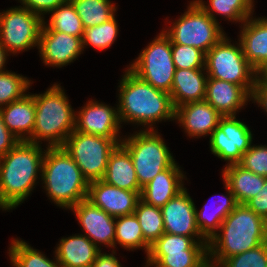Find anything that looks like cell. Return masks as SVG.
<instances>
[{
	"instance_id": "b9f144b4",
	"label": "cell",
	"mask_w": 267,
	"mask_h": 267,
	"mask_svg": "<svg viewBox=\"0 0 267 267\" xmlns=\"http://www.w3.org/2000/svg\"><path fill=\"white\" fill-rule=\"evenodd\" d=\"M246 205L267 221V178L262 189Z\"/></svg>"
},
{
	"instance_id": "836d02e7",
	"label": "cell",
	"mask_w": 267,
	"mask_h": 267,
	"mask_svg": "<svg viewBox=\"0 0 267 267\" xmlns=\"http://www.w3.org/2000/svg\"><path fill=\"white\" fill-rule=\"evenodd\" d=\"M134 214L139 221L144 240L149 245H152L163 233H165L160 207L149 205L140 199Z\"/></svg>"
},
{
	"instance_id": "52a82bcc",
	"label": "cell",
	"mask_w": 267,
	"mask_h": 267,
	"mask_svg": "<svg viewBox=\"0 0 267 267\" xmlns=\"http://www.w3.org/2000/svg\"><path fill=\"white\" fill-rule=\"evenodd\" d=\"M188 4L187 11L162 31L170 38L171 44L191 46L206 54L227 34L195 0Z\"/></svg>"
},
{
	"instance_id": "bcb514c9",
	"label": "cell",
	"mask_w": 267,
	"mask_h": 267,
	"mask_svg": "<svg viewBox=\"0 0 267 267\" xmlns=\"http://www.w3.org/2000/svg\"><path fill=\"white\" fill-rule=\"evenodd\" d=\"M199 267H220L219 264L215 263L211 259H207L203 264H201Z\"/></svg>"
},
{
	"instance_id": "d6986e66",
	"label": "cell",
	"mask_w": 267,
	"mask_h": 267,
	"mask_svg": "<svg viewBox=\"0 0 267 267\" xmlns=\"http://www.w3.org/2000/svg\"><path fill=\"white\" fill-rule=\"evenodd\" d=\"M223 116L207 101H196L175 108V122L189 138L211 136Z\"/></svg>"
},
{
	"instance_id": "5bb4252c",
	"label": "cell",
	"mask_w": 267,
	"mask_h": 267,
	"mask_svg": "<svg viewBox=\"0 0 267 267\" xmlns=\"http://www.w3.org/2000/svg\"><path fill=\"white\" fill-rule=\"evenodd\" d=\"M121 127L118 105L113 107L91 99L79 111H75L74 131L106 138H123L120 136Z\"/></svg>"
},
{
	"instance_id": "60d3db41",
	"label": "cell",
	"mask_w": 267,
	"mask_h": 267,
	"mask_svg": "<svg viewBox=\"0 0 267 267\" xmlns=\"http://www.w3.org/2000/svg\"><path fill=\"white\" fill-rule=\"evenodd\" d=\"M251 101L267 113V77L262 73L256 78Z\"/></svg>"
},
{
	"instance_id": "ab89813d",
	"label": "cell",
	"mask_w": 267,
	"mask_h": 267,
	"mask_svg": "<svg viewBox=\"0 0 267 267\" xmlns=\"http://www.w3.org/2000/svg\"><path fill=\"white\" fill-rule=\"evenodd\" d=\"M67 1L68 0H18L23 7H26L31 12L39 15L42 19H44V15H49L52 10Z\"/></svg>"
},
{
	"instance_id": "d4e9b609",
	"label": "cell",
	"mask_w": 267,
	"mask_h": 267,
	"mask_svg": "<svg viewBox=\"0 0 267 267\" xmlns=\"http://www.w3.org/2000/svg\"><path fill=\"white\" fill-rule=\"evenodd\" d=\"M207 80L205 68L175 69L170 91L174 107L204 100Z\"/></svg>"
},
{
	"instance_id": "7402d4cb",
	"label": "cell",
	"mask_w": 267,
	"mask_h": 267,
	"mask_svg": "<svg viewBox=\"0 0 267 267\" xmlns=\"http://www.w3.org/2000/svg\"><path fill=\"white\" fill-rule=\"evenodd\" d=\"M183 173L181 167L175 162L142 187L141 200L149 205L161 208L186 188L184 187V179H187V177Z\"/></svg>"
},
{
	"instance_id": "30bf717a",
	"label": "cell",
	"mask_w": 267,
	"mask_h": 267,
	"mask_svg": "<svg viewBox=\"0 0 267 267\" xmlns=\"http://www.w3.org/2000/svg\"><path fill=\"white\" fill-rule=\"evenodd\" d=\"M122 139L73 131L62 147L75 161L88 182H92L103 179L109 156Z\"/></svg>"
},
{
	"instance_id": "cb8c5ba5",
	"label": "cell",
	"mask_w": 267,
	"mask_h": 267,
	"mask_svg": "<svg viewBox=\"0 0 267 267\" xmlns=\"http://www.w3.org/2000/svg\"><path fill=\"white\" fill-rule=\"evenodd\" d=\"M0 114L7 129L20 141H28L32 137L36 114L32 93L28 92L23 98L1 107Z\"/></svg>"
},
{
	"instance_id": "4fadbf2b",
	"label": "cell",
	"mask_w": 267,
	"mask_h": 267,
	"mask_svg": "<svg viewBox=\"0 0 267 267\" xmlns=\"http://www.w3.org/2000/svg\"><path fill=\"white\" fill-rule=\"evenodd\" d=\"M236 117L223 116L209 137L211 153L226 161L225 166L238 164L254 139L249 126Z\"/></svg>"
},
{
	"instance_id": "484cf974",
	"label": "cell",
	"mask_w": 267,
	"mask_h": 267,
	"mask_svg": "<svg viewBox=\"0 0 267 267\" xmlns=\"http://www.w3.org/2000/svg\"><path fill=\"white\" fill-rule=\"evenodd\" d=\"M102 180L124 190L142 191L136 177L132 158L121 143L111 152Z\"/></svg>"
},
{
	"instance_id": "1f68e13d",
	"label": "cell",
	"mask_w": 267,
	"mask_h": 267,
	"mask_svg": "<svg viewBox=\"0 0 267 267\" xmlns=\"http://www.w3.org/2000/svg\"><path fill=\"white\" fill-rule=\"evenodd\" d=\"M11 244L7 252L12 267H61L58 260L53 258L50 260L44 253L34 249L18 238H12Z\"/></svg>"
},
{
	"instance_id": "9c48e42d",
	"label": "cell",
	"mask_w": 267,
	"mask_h": 267,
	"mask_svg": "<svg viewBox=\"0 0 267 267\" xmlns=\"http://www.w3.org/2000/svg\"><path fill=\"white\" fill-rule=\"evenodd\" d=\"M144 267H199L208 259V241L163 233L152 245Z\"/></svg>"
},
{
	"instance_id": "9a60e30c",
	"label": "cell",
	"mask_w": 267,
	"mask_h": 267,
	"mask_svg": "<svg viewBox=\"0 0 267 267\" xmlns=\"http://www.w3.org/2000/svg\"><path fill=\"white\" fill-rule=\"evenodd\" d=\"M38 51L44 65L62 68L74 62L84 50L82 38L64 32L46 30L42 26Z\"/></svg>"
},
{
	"instance_id": "4dcf8cb0",
	"label": "cell",
	"mask_w": 267,
	"mask_h": 267,
	"mask_svg": "<svg viewBox=\"0 0 267 267\" xmlns=\"http://www.w3.org/2000/svg\"><path fill=\"white\" fill-rule=\"evenodd\" d=\"M80 17L83 27L100 25L113 18L117 7L111 0H69Z\"/></svg>"
},
{
	"instance_id": "6da1fadb",
	"label": "cell",
	"mask_w": 267,
	"mask_h": 267,
	"mask_svg": "<svg viewBox=\"0 0 267 267\" xmlns=\"http://www.w3.org/2000/svg\"><path fill=\"white\" fill-rule=\"evenodd\" d=\"M118 85V114L121 124L142 126L155 130V124L175 121V107L171 95L156 89L125 68ZM145 127V128H143Z\"/></svg>"
},
{
	"instance_id": "277c9868",
	"label": "cell",
	"mask_w": 267,
	"mask_h": 267,
	"mask_svg": "<svg viewBox=\"0 0 267 267\" xmlns=\"http://www.w3.org/2000/svg\"><path fill=\"white\" fill-rule=\"evenodd\" d=\"M40 181L50 201L59 208L70 210L87 199L89 182L63 147L46 148Z\"/></svg>"
},
{
	"instance_id": "ee69618b",
	"label": "cell",
	"mask_w": 267,
	"mask_h": 267,
	"mask_svg": "<svg viewBox=\"0 0 267 267\" xmlns=\"http://www.w3.org/2000/svg\"><path fill=\"white\" fill-rule=\"evenodd\" d=\"M117 254L116 250H112V253L100 252L92 264L91 267H123L120 261L115 255Z\"/></svg>"
},
{
	"instance_id": "8fae6325",
	"label": "cell",
	"mask_w": 267,
	"mask_h": 267,
	"mask_svg": "<svg viewBox=\"0 0 267 267\" xmlns=\"http://www.w3.org/2000/svg\"><path fill=\"white\" fill-rule=\"evenodd\" d=\"M127 68L151 86L170 94L175 73L170 38L160 31Z\"/></svg>"
},
{
	"instance_id": "7dc6e473",
	"label": "cell",
	"mask_w": 267,
	"mask_h": 267,
	"mask_svg": "<svg viewBox=\"0 0 267 267\" xmlns=\"http://www.w3.org/2000/svg\"><path fill=\"white\" fill-rule=\"evenodd\" d=\"M262 74L267 77V69Z\"/></svg>"
},
{
	"instance_id": "f6af8a7d",
	"label": "cell",
	"mask_w": 267,
	"mask_h": 267,
	"mask_svg": "<svg viewBox=\"0 0 267 267\" xmlns=\"http://www.w3.org/2000/svg\"><path fill=\"white\" fill-rule=\"evenodd\" d=\"M8 56H10L8 51L0 44V73L8 71L5 69Z\"/></svg>"
},
{
	"instance_id": "e0dca14e",
	"label": "cell",
	"mask_w": 267,
	"mask_h": 267,
	"mask_svg": "<svg viewBox=\"0 0 267 267\" xmlns=\"http://www.w3.org/2000/svg\"><path fill=\"white\" fill-rule=\"evenodd\" d=\"M141 191H128L105 181L89 182L87 200L113 217L134 214Z\"/></svg>"
},
{
	"instance_id": "ac0fdd59",
	"label": "cell",
	"mask_w": 267,
	"mask_h": 267,
	"mask_svg": "<svg viewBox=\"0 0 267 267\" xmlns=\"http://www.w3.org/2000/svg\"><path fill=\"white\" fill-rule=\"evenodd\" d=\"M164 231L187 237H203L196 224V206L185 188L161 207Z\"/></svg>"
},
{
	"instance_id": "83f0119b",
	"label": "cell",
	"mask_w": 267,
	"mask_h": 267,
	"mask_svg": "<svg viewBox=\"0 0 267 267\" xmlns=\"http://www.w3.org/2000/svg\"><path fill=\"white\" fill-rule=\"evenodd\" d=\"M222 180L234 194L238 204H246L262 189L266 177L257 175L239 164L224 166Z\"/></svg>"
},
{
	"instance_id": "603a6c76",
	"label": "cell",
	"mask_w": 267,
	"mask_h": 267,
	"mask_svg": "<svg viewBox=\"0 0 267 267\" xmlns=\"http://www.w3.org/2000/svg\"><path fill=\"white\" fill-rule=\"evenodd\" d=\"M101 251L89 238L79 233L62 237L54 256L61 267H91Z\"/></svg>"
},
{
	"instance_id": "d6a6232c",
	"label": "cell",
	"mask_w": 267,
	"mask_h": 267,
	"mask_svg": "<svg viewBox=\"0 0 267 267\" xmlns=\"http://www.w3.org/2000/svg\"><path fill=\"white\" fill-rule=\"evenodd\" d=\"M49 14V22L43 19L42 26L46 30L64 32L68 35L82 38L84 27L80 17L77 15L74 6L68 0L66 3L59 5Z\"/></svg>"
},
{
	"instance_id": "2e32d148",
	"label": "cell",
	"mask_w": 267,
	"mask_h": 267,
	"mask_svg": "<svg viewBox=\"0 0 267 267\" xmlns=\"http://www.w3.org/2000/svg\"><path fill=\"white\" fill-rule=\"evenodd\" d=\"M70 210L74 212L82 227L83 235L89 238L100 250H102L101 246L103 245L107 248H114L115 217L93 205L87 199L78 202Z\"/></svg>"
},
{
	"instance_id": "f1b7e54d",
	"label": "cell",
	"mask_w": 267,
	"mask_h": 267,
	"mask_svg": "<svg viewBox=\"0 0 267 267\" xmlns=\"http://www.w3.org/2000/svg\"><path fill=\"white\" fill-rule=\"evenodd\" d=\"M195 1L217 22L216 15H220L232 23L242 25L246 19L254 14V0H209L207 1L209 4L203 0Z\"/></svg>"
},
{
	"instance_id": "74e56055",
	"label": "cell",
	"mask_w": 267,
	"mask_h": 267,
	"mask_svg": "<svg viewBox=\"0 0 267 267\" xmlns=\"http://www.w3.org/2000/svg\"><path fill=\"white\" fill-rule=\"evenodd\" d=\"M220 267H267V243L225 259Z\"/></svg>"
},
{
	"instance_id": "d590c367",
	"label": "cell",
	"mask_w": 267,
	"mask_h": 267,
	"mask_svg": "<svg viewBox=\"0 0 267 267\" xmlns=\"http://www.w3.org/2000/svg\"><path fill=\"white\" fill-rule=\"evenodd\" d=\"M33 82L10 70L0 73V108L23 98Z\"/></svg>"
},
{
	"instance_id": "ffe728a7",
	"label": "cell",
	"mask_w": 267,
	"mask_h": 267,
	"mask_svg": "<svg viewBox=\"0 0 267 267\" xmlns=\"http://www.w3.org/2000/svg\"><path fill=\"white\" fill-rule=\"evenodd\" d=\"M239 41L243 54L259 73L267 69V17L252 15L240 26Z\"/></svg>"
},
{
	"instance_id": "3957f363",
	"label": "cell",
	"mask_w": 267,
	"mask_h": 267,
	"mask_svg": "<svg viewBox=\"0 0 267 267\" xmlns=\"http://www.w3.org/2000/svg\"><path fill=\"white\" fill-rule=\"evenodd\" d=\"M267 221L246 204H238L208 242V258L217 264L266 242Z\"/></svg>"
},
{
	"instance_id": "8992f818",
	"label": "cell",
	"mask_w": 267,
	"mask_h": 267,
	"mask_svg": "<svg viewBox=\"0 0 267 267\" xmlns=\"http://www.w3.org/2000/svg\"><path fill=\"white\" fill-rule=\"evenodd\" d=\"M157 129L140 130L124 136L121 144L128 150L141 187L176 161Z\"/></svg>"
},
{
	"instance_id": "7bdbcfd3",
	"label": "cell",
	"mask_w": 267,
	"mask_h": 267,
	"mask_svg": "<svg viewBox=\"0 0 267 267\" xmlns=\"http://www.w3.org/2000/svg\"><path fill=\"white\" fill-rule=\"evenodd\" d=\"M20 140L6 127L0 114V157L6 155Z\"/></svg>"
},
{
	"instance_id": "5b68a950",
	"label": "cell",
	"mask_w": 267,
	"mask_h": 267,
	"mask_svg": "<svg viewBox=\"0 0 267 267\" xmlns=\"http://www.w3.org/2000/svg\"><path fill=\"white\" fill-rule=\"evenodd\" d=\"M32 95L36 105L35 126L28 142L39 145L47 142L45 148L62 147L75 129V110L64 88L55 83L44 93Z\"/></svg>"
},
{
	"instance_id": "f546056e",
	"label": "cell",
	"mask_w": 267,
	"mask_h": 267,
	"mask_svg": "<svg viewBox=\"0 0 267 267\" xmlns=\"http://www.w3.org/2000/svg\"><path fill=\"white\" fill-rule=\"evenodd\" d=\"M119 244L127 251L145 250L149 253L150 245L144 240L139 221L135 214L115 217V242L114 249Z\"/></svg>"
},
{
	"instance_id": "ba28073f",
	"label": "cell",
	"mask_w": 267,
	"mask_h": 267,
	"mask_svg": "<svg viewBox=\"0 0 267 267\" xmlns=\"http://www.w3.org/2000/svg\"><path fill=\"white\" fill-rule=\"evenodd\" d=\"M231 42L225 35L206 53V73L208 78L240 85L252 95L259 73L245 58L240 41Z\"/></svg>"
},
{
	"instance_id": "e575fe53",
	"label": "cell",
	"mask_w": 267,
	"mask_h": 267,
	"mask_svg": "<svg viewBox=\"0 0 267 267\" xmlns=\"http://www.w3.org/2000/svg\"><path fill=\"white\" fill-rule=\"evenodd\" d=\"M119 25L114 16L107 22L93 27L85 28L82 36L83 50L89 45L96 50H107L116 41Z\"/></svg>"
},
{
	"instance_id": "f35d334b",
	"label": "cell",
	"mask_w": 267,
	"mask_h": 267,
	"mask_svg": "<svg viewBox=\"0 0 267 267\" xmlns=\"http://www.w3.org/2000/svg\"><path fill=\"white\" fill-rule=\"evenodd\" d=\"M243 168L267 178V145H251L238 163Z\"/></svg>"
},
{
	"instance_id": "7a4b0ae2",
	"label": "cell",
	"mask_w": 267,
	"mask_h": 267,
	"mask_svg": "<svg viewBox=\"0 0 267 267\" xmlns=\"http://www.w3.org/2000/svg\"><path fill=\"white\" fill-rule=\"evenodd\" d=\"M45 151L39 144L19 141L0 157V209L17 208L32 194L41 179Z\"/></svg>"
},
{
	"instance_id": "4316f807",
	"label": "cell",
	"mask_w": 267,
	"mask_h": 267,
	"mask_svg": "<svg viewBox=\"0 0 267 267\" xmlns=\"http://www.w3.org/2000/svg\"><path fill=\"white\" fill-rule=\"evenodd\" d=\"M224 187L226 188L227 195H221L218 202L216 200V202L211 205L205 203L200 211L196 208L197 227L201 235L208 242L219 231L226 216L238 205L234 194L225 182Z\"/></svg>"
},
{
	"instance_id": "7c38bea8",
	"label": "cell",
	"mask_w": 267,
	"mask_h": 267,
	"mask_svg": "<svg viewBox=\"0 0 267 267\" xmlns=\"http://www.w3.org/2000/svg\"><path fill=\"white\" fill-rule=\"evenodd\" d=\"M43 19L23 6L0 12V44L11 55L39 45Z\"/></svg>"
},
{
	"instance_id": "8d00e7d4",
	"label": "cell",
	"mask_w": 267,
	"mask_h": 267,
	"mask_svg": "<svg viewBox=\"0 0 267 267\" xmlns=\"http://www.w3.org/2000/svg\"><path fill=\"white\" fill-rule=\"evenodd\" d=\"M175 69L205 68L206 54L194 47L171 44Z\"/></svg>"
},
{
	"instance_id": "44dd1931",
	"label": "cell",
	"mask_w": 267,
	"mask_h": 267,
	"mask_svg": "<svg viewBox=\"0 0 267 267\" xmlns=\"http://www.w3.org/2000/svg\"><path fill=\"white\" fill-rule=\"evenodd\" d=\"M252 95L240 85L208 78L204 100L222 116H236L243 106L248 105Z\"/></svg>"
}]
</instances>
